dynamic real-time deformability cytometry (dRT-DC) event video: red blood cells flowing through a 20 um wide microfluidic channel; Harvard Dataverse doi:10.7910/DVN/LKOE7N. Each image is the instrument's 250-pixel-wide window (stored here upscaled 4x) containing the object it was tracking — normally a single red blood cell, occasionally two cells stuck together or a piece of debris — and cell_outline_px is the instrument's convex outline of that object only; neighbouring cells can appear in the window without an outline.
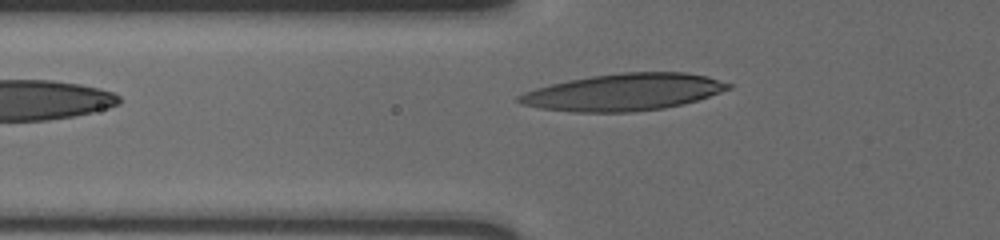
{"species": "human", "species_latin": "Homo sapiens", "temperature_condition": "cold", "stored_images_in_passage": 6, "camera_frame_rate_fps": 3000, "um_per_image_px": 0.085, "donor": {"sex": "male"}, "frame": {"image": 1, "passage_image": 6, "time_ms": 1.667, "image_size_px": [1000, 240], "cell_outline_px": [[732, 88], [696, 100], [664, 108], [628, 112], [572, 112], [540, 108], [524, 104], [516, 100], [516, 96], [524, 92], [536, 88], [568, 80], [592, 76], [620, 72], [684, 72], [708, 76], [732, 84]], "centroid_in_image_um": [53.01, 7.82], "position_along_channel_um": 72.8, "area_um2": 44.85}}